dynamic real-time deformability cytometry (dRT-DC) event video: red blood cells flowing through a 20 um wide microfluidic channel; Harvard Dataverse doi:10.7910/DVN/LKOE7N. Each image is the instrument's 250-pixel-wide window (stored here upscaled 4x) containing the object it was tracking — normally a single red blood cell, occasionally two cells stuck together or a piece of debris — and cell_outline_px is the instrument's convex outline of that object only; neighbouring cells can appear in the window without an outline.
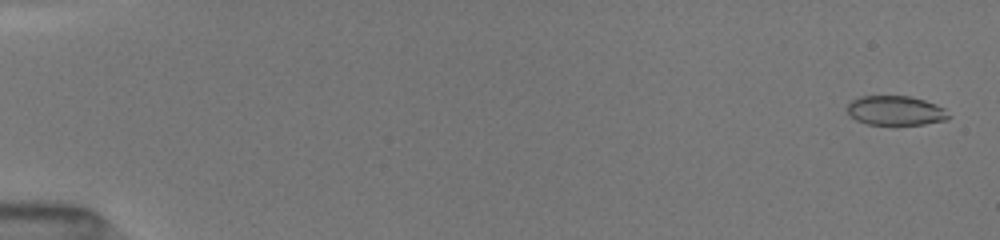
{"species": "common noctule bat (a hibernating species)", "species_latin": "Nyctalus noctula", "temperature_condition": "room temperature", "stored_images_in_passage": 45, "camera_frame_rate_fps": 3000, "um_per_image_px": 0.085, "animal": {"sex": "female", "body_mass_g": 19.5, "forearm_length_mm": 54.1}, "frame": {"image": 1, "passage_image": 2, "time_ms": 0.333, "image_size_px": [1000, 240], "cell_outline_px": [[952, 116], [948, 120], [924, 124], [868, 124], [856, 120], [848, 112], [848, 104], [852, 100], [860, 96], [908, 96], [924, 100], [936, 104], [944, 108]], "centroid_in_image_um": [76.17, 9.4], "position_along_channel_um": 8.8, "area_um2": 17.34}}
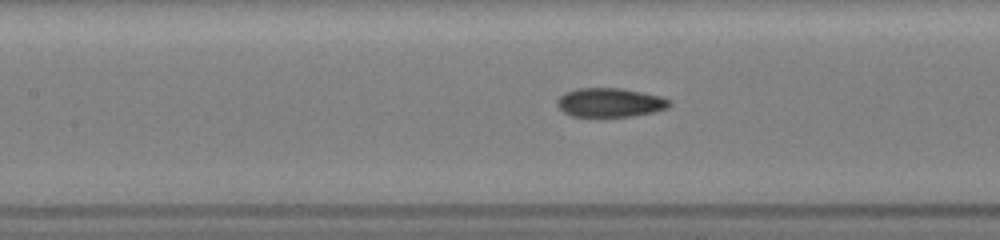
{"frame": {"image": 2, "passage_image": 18, "time_ms": 8.0, "image_size_px": [1000, 240], "cell_outline_px": [[672, 104], [668, 108], [652, 112], [632, 116], [572, 116], [564, 112], [556, 104], [556, 100], [564, 92], [576, 88], [620, 88], [660, 96], [672, 100]], "centroid_in_image_um": [51.84, 8.7], "position_along_channel_um": 155.6, "area_um2": 18.96}}
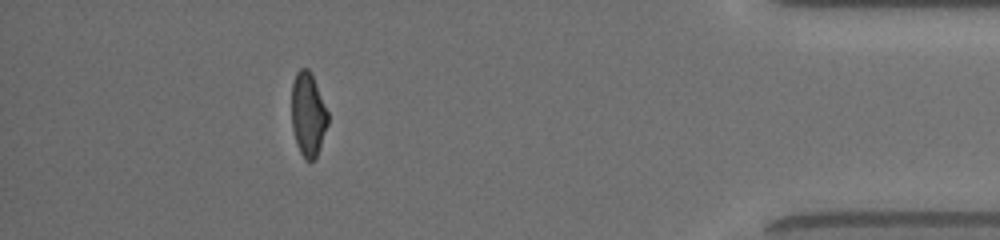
{"frame": {"image": 3, "passage_image": 40, "time_ms": 15.333, "image_size_px": [1000, 240], "cell_outline_px": [[328, 124], [316, 156], [312, 160], [304, 160], [296, 144], [292, 128], [292, 84], [296, 72], [300, 68], [308, 68], [312, 72], [328, 112]], "centroid_in_image_um": [26.18, 9.69], "position_along_channel_um": 409.0, "area_um2": 17.8}, "authors_computed_cell_mechanics": {"area_um2": 18.6694, "velocity_mm_per_s": 4.0621, "shape_relaxation_time_tau1_ms": 3.624, "shape_relaxation_time_tau2_ms": 1.2543, "deformation_change_tau1": 0.1637, "deformation_change_tau2": 0.0743}}